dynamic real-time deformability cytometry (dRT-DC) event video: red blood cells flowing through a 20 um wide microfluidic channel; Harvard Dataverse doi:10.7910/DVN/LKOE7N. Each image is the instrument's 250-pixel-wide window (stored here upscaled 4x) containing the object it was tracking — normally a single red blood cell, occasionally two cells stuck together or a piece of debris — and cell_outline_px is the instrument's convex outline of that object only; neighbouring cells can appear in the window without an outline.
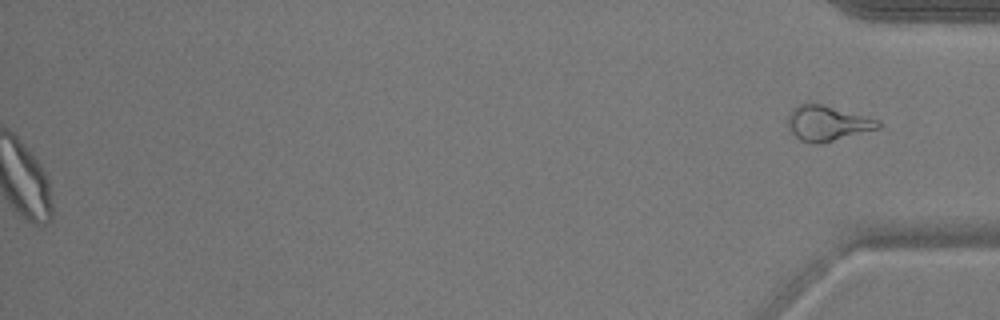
{"species": "common noctule bat (a hibernating species)", "species_latin": "Nyctalus noctula", "temperature_condition": "warm", "stored_images_in_passage": 53, "segment_of_instrument_passage": [2, 2], "camera_frame_rate_fps": 3000, "um_per_image_px": 0.085, "animal": {"sex": "male", "body_mass_g": 17.9}, "frame": {"image": 1, "passage_image": 53, "time_ms": 17.333, "image_size_px": [1000, 320], "cell_outline_px": [[880, 128], [820, 144], [812, 144], [800, 140], [788, 128], [788, 112], [796, 104], [824, 104], [880, 120]], "centroid_in_image_um": [70.31, 10.47], "position_along_channel_um": 364.9, "area_um2": 18.61}}